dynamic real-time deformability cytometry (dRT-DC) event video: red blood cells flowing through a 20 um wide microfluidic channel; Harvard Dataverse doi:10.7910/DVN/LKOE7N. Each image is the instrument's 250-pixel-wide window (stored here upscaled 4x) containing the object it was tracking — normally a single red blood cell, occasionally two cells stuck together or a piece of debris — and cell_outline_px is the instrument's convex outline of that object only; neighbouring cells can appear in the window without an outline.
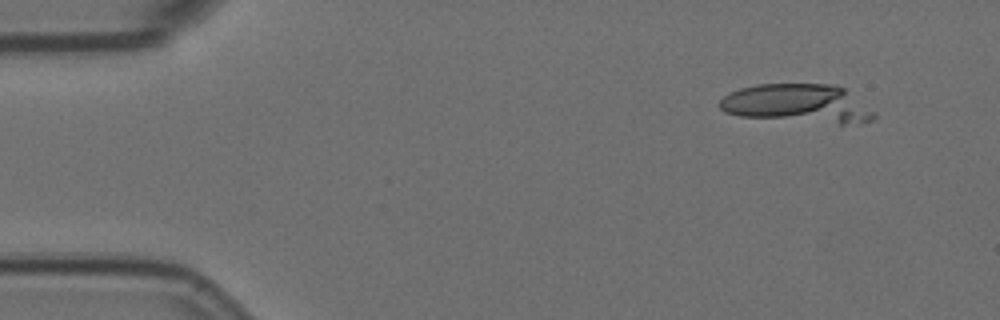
{"species": "Egyptian fruit bat (a non-hibernating species)", "species_latin": "Rousettus aegyptiacus", "temperature_condition": "room temperature", "stored_images_in_passage": 4, "camera_frame_rate_fps": 3000, "um_per_image_px": 0.085, "animal": {"sex": "female"}, "frame": {"image": 1, "passage_image": 1, "time_ms": 0.0, "image_size_px": [1000, 320], "cell_outline_px": [[876, 116], [872, 120], [844, 124], [840, 124], [740, 116], [724, 112], [716, 104], [728, 92], [740, 88], [756, 84], [836, 84], [844, 88], [876, 112]], "centroid_in_image_um": [67.78, 8.79], "position_along_channel_um": 17.2, "area_um2": 34.91}}